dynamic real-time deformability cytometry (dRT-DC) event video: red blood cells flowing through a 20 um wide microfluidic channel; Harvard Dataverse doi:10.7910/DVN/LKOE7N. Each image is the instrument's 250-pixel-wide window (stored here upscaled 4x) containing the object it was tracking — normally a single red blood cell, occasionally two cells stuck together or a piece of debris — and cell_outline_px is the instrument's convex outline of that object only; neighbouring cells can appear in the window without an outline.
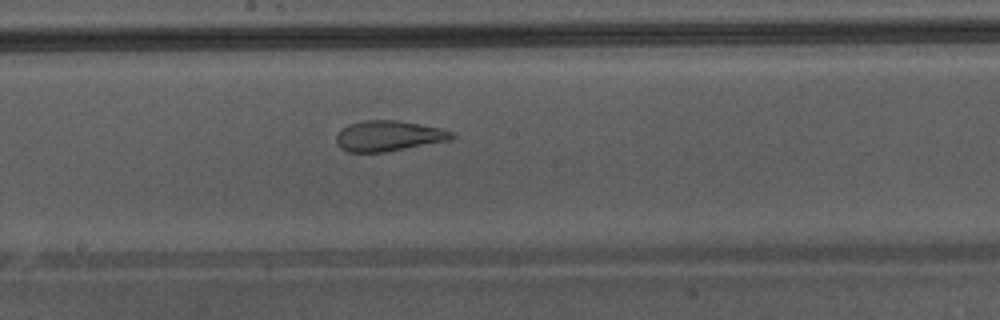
{"species": "Egyptian fruit bat (a non-hibernating species)", "species_latin": "Rousettus aegyptiacus", "temperature_condition": "warm", "stored_images_in_passage": 37, "camera_frame_rate_fps": 3000, "um_per_image_px": 0.085, "animal": {"sex": "male"}, "frame": {"image": 1, "passage_image": 16, "time_ms": 5.0, "image_size_px": [1000, 320], "cell_outline_px": [[456, 136], [452, 140], [384, 152], [348, 152], [340, 148], [336, 144], [336, 136], [340, 128], [348, 124], [364, 120], [396, 120], [444, 128], [452, 132]], "centroid_in_image_um": [33.03, 11.55], "position_along_channel_um": 215.2, "area_um2": 20.81}}